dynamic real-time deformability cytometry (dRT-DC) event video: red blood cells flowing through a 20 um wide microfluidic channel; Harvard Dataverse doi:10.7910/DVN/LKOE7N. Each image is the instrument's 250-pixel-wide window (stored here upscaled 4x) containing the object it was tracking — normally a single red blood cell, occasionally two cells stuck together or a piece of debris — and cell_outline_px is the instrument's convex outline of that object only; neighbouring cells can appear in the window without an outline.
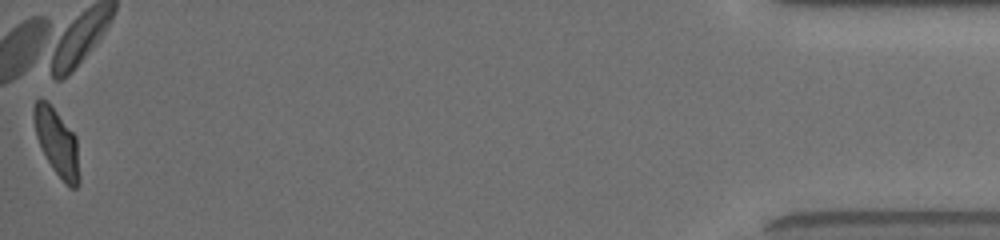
{"species": "common noctule bat (a hibernating species)", "species_latin": "Nyctalus noctula", "temperature_condition": "room temperature", "stored_images_in_passage": 24, "camera_frame_rate_fps": 3000, "um_per_image_px": 0.085, "animal": {"sex": "female", "body_mass_g": 19.5, "forearm_length_mm": 54.1}, "frame": {"image": 1, "passage_image": 24, "time_ms": 11.667, "image_size_px": [1000, 240], "cell_outline_px": [[80, 184], [76, 188], [68, 188], [64, 184], [52, 168], [36, 136], [32, 116], [32, 108], [36, 100], [44, 100], [56, 112], [76, 136], [80, 176]], "centroid_in_image_um": [4.86, 12.18], "position_along_channel_um": 430.3, "area_um2": 17.69}, "authors_computed_cell_mechanics": {"area_um2": 17.918, "velocity_mm_per_s": 3.8478, "shape_relaxation_time_tau1_ms": 8.0246, "shape_relaxation_time_tau2_ms": null, "deformation_change_tau1": 0.1011, "deformation_change_tau2": null}}